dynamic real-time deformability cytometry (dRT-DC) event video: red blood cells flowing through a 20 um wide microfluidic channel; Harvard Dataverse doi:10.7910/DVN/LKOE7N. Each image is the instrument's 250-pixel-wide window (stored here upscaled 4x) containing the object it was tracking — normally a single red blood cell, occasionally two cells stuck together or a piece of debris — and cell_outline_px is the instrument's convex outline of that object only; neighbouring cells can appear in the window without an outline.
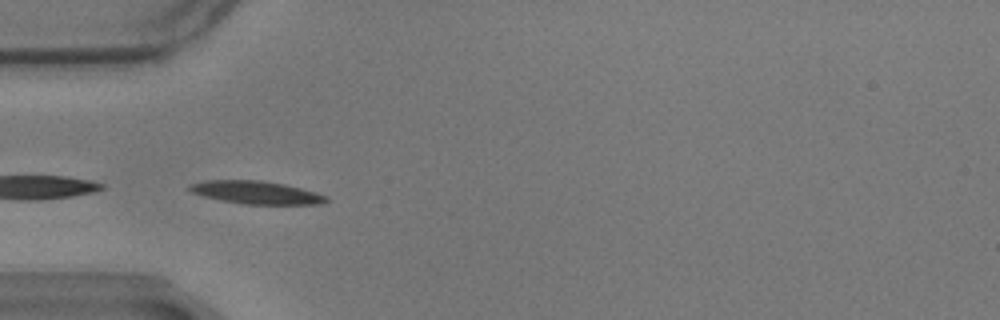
{"species": "common noctule bat (a hibernating species)", "species_latin": "Nyctalus noctula", "temperature_condition": "warm", "stored_images_in_passage": 27, "camera_frame_rate_fps": 3000, "um_per_image_px": 0.085, "animal": {"sex": "male", "body_mass_g": 17.9}, "frame": {"image": 1, "passage_image": 1, "time_ms": 0.0, "image_size_px": [1000, 320], "cell_outline_px": [[328, 200], [320, 204], [244, 204], [204, 196], [192, 192], [188, 188], [188, 184], [204, 180], [264, 180], [284, 184], [316, 192], [328, 196]], "centroid_in_image_um": [21.78, 16.35], "position_along_channel_um": 63.2, "area_um2": 18.15}}
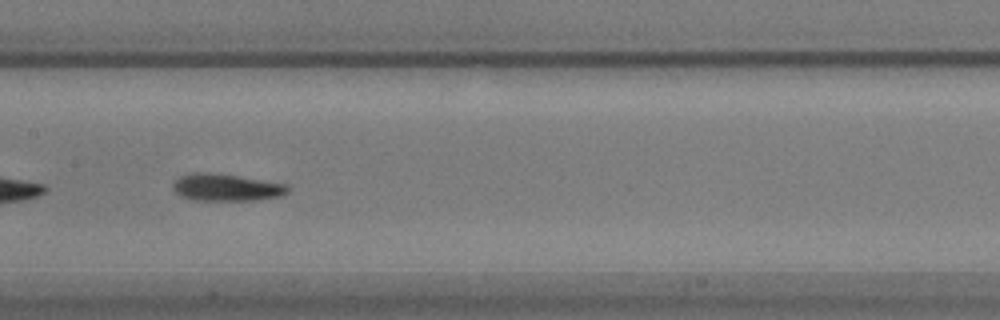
{"frame": {"image": 2, "passage_image": 12, "time_ms": 3.667, "image_size_px": [1000, 320], "cell_outline_px": [[288, 192], [280, 196], [256, 200], [196, 200], [180, 196], [172, 188], [172, 184], [180, 176], [192, 172], [208, 172], [240, 176], [288, 184]], "centroid_in_image_um": [19.22, 15.92], "position_along_channel_um": 188.2, "area_um2": 18.21}}
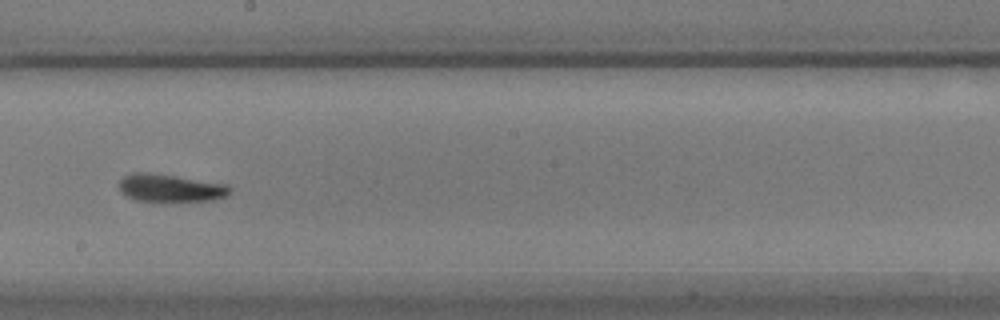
{"frame": {"image": 3, "passage_image": 16, "time_ms": 5.0, "image_size_px": [1000, 320], "cell_outline_px": [[232, 192], [228, 196], [212, 200], [136, 200], [128, 196], [120, 188], [120, 180], [124, 176], [132, 172], [148, 172], [176, 176], [228, 184], [232, 188]], "centroid_in_image_um": [14.55, 15.95], "position_along_channel_um": 233.7, "area_um2": 17.57}}